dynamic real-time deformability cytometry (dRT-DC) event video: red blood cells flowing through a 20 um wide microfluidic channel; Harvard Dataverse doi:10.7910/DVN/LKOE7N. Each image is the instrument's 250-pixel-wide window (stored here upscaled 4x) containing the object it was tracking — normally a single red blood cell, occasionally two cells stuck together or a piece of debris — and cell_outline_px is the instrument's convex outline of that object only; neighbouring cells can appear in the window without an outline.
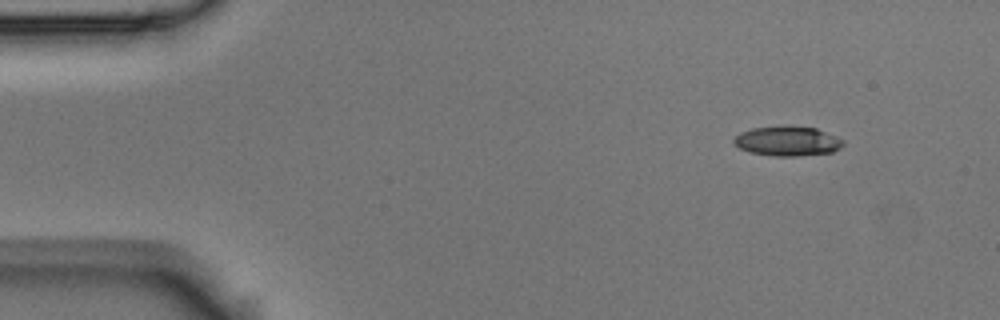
{"species": "Egyptian fruit bat (a non-hibernating species)", "species_latin": "Rousettus aegyptiacus", "temperature_condition": "room temperature", "stored_images_in_passage": 10, "camera_frame_rate_fps": 3000, "um_per_image_px": 0.085, "animal": {"sex": "male"}, "frame": {"image": 1, "passage_image": 1, "time_ms": 0.0, "image_size_px": [1000, 320], "cell_outline_px": [[844, 144], [840, 148], [832, 152], [796, 156], [772, 156], [748, 152], [732, 144], [732, 140], [740, 132], [752, 128], [784, 124], [816, 128], [836, 136], [844, 140]], "centroid_in_image_um": [66.9, 11.97], "position_along_channel_um": 18.1, "area_um2": 19.36}}
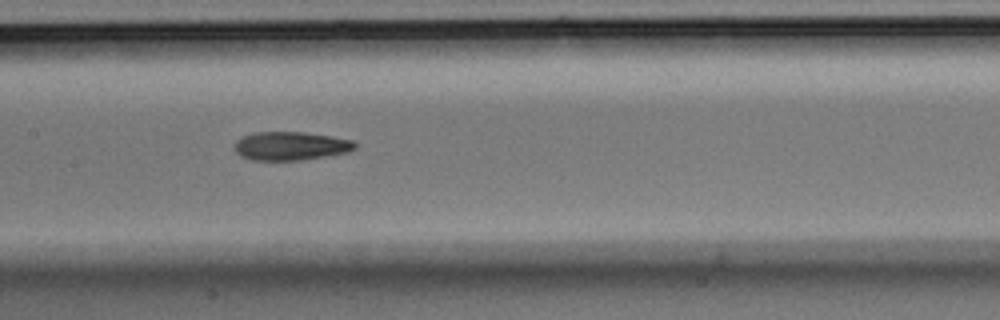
{"frame": {"image": 2, "passage_image": 7, "time_ms": 2.0, "image_size_px": [1000, 320], "cell_outline_px": [[356, 148], [348, 152], [300, 160], [252, 160], [240, 156], [236, 152], [236, 140], [240, 136], [252, 132], [304, 132], [332, 136], [352, 140], [356, 144]], "centroid_in_image_um": [24.68, 12.39], "position_along_channel_um": 182.7, "area_um2": 20.06}}
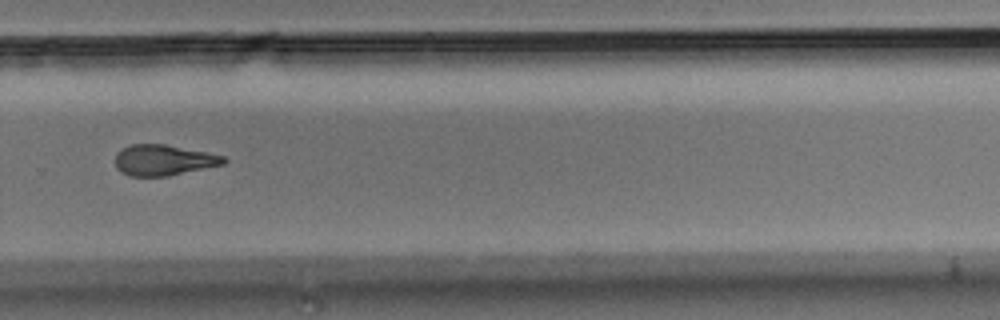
{"frame": {"image": 3, "passage_image": 10, "time_ms": 3.0, "image_size_px": [1000, 320], "cell_outline_px": [[228, 160], [224, 164], [168, 176], [132, 176], [120, 172], [116, 168], [116, 152], [132, 144], [164, 144], [224, 156]], "centroid_in_image_um": [13.88, 13.62], "position_along_channel_um": 315.9, "area_um2": 19.25}}